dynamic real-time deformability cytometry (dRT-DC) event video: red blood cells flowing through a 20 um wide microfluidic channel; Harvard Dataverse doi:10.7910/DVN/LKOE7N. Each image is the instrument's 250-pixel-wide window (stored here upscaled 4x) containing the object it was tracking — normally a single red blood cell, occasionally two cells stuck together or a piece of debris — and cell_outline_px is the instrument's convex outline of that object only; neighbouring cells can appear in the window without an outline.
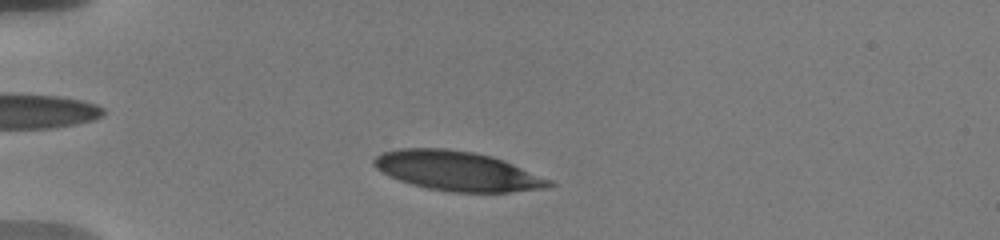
{"species": "human", "species_latin": "Homo sapiens", "temperature_condition": "warm", "stored_images_in_passage": 20, "camera_frame_rate_fps": 3000, "um_per_image_px": 0.085, "donor": {"sex": "male"}, "frame": {"image": 1, "passage_image": 10, "time_ms": 2.0, "image_size_px": [1000, 240], "cell_outline_px": [[556, 184], [548, 188], [508, 192], [448, 192], [428, 188], [412, 184], [388, 176], [376, 168], [372, 164], [372, 160], [380, 152], [400, 148], [444, 148], [476, 152], [492, 156], [504, 160], [552, 180]], "centroid_in_image_um": [38.87, 14.53], "position_along_channel_um": 46.1, "area_um2": 40.63}}
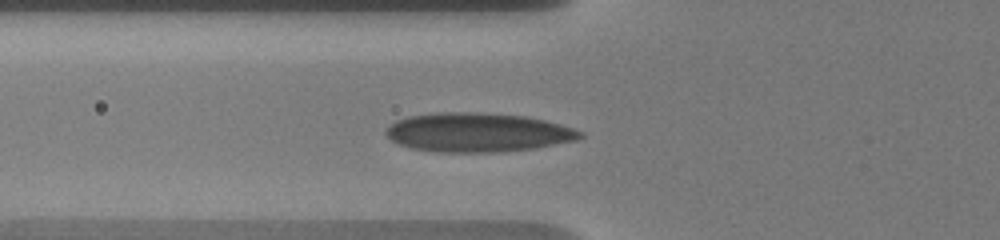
{"frame": {"image": 2, "passage_image": 19, "time_ms": 4.0, "image_size_px": [1000, 240], "cell_outline_px": [[584, 136], [576, 140], [536, 148], [500, 152], [436, 152], [412, 148], [400, 144], [392, 140], [384, 132], [396, 120], [408, 116], [440, 112], [476, 112], [524, 116], [544, 120], [560, 124], [584, 132]], "centroid_in_image_um": [40.62, 11.26], "position_along_channel_um": 85.2, "area_um2": 44.1}}